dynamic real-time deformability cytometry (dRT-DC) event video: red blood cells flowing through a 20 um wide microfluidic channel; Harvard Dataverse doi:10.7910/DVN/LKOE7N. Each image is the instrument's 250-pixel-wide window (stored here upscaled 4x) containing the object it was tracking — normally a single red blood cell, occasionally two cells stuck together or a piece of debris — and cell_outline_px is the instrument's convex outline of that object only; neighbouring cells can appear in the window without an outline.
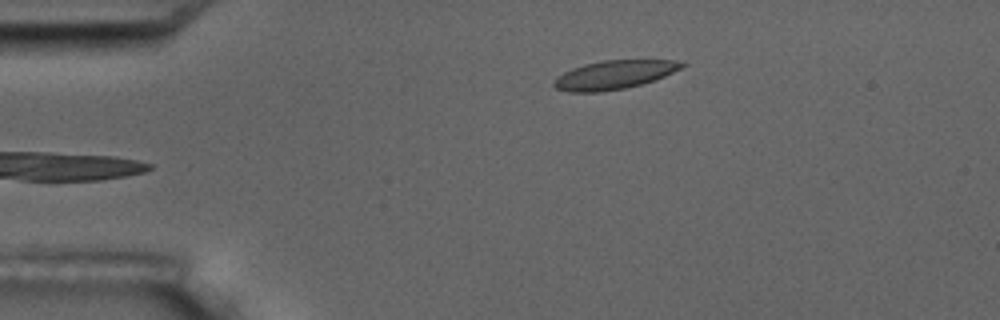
{"species": "common noctule bat (a hibernating species)", "species_latin": "Nyctalus noctula", "temperature_condition": "room temperature", "stored_images_in_passage": 5, "camera_frame_rate_fps": 3000, "um_per_image_px": 0.085, "animal": {"sex": "male", "body_mass_g": 17.5, "forearm_length_mm": 52.3}, "frame": {"image": 1, "passage_image": 5, "time_ms": 5.667, "image_size_px": [1000, 320], "cell_outline_px": [[688, 64], [656, 80], [624, 88], [600, 92], [568, 92], [556, 88], [552, 84], [556, 76], [572, 68], [584, 64], [604, 60], [676, 60]], "centroid_in_image_um": [52.17, 6.36], "position_along_channel_um": 32.8, "area_um2": 21.33}}